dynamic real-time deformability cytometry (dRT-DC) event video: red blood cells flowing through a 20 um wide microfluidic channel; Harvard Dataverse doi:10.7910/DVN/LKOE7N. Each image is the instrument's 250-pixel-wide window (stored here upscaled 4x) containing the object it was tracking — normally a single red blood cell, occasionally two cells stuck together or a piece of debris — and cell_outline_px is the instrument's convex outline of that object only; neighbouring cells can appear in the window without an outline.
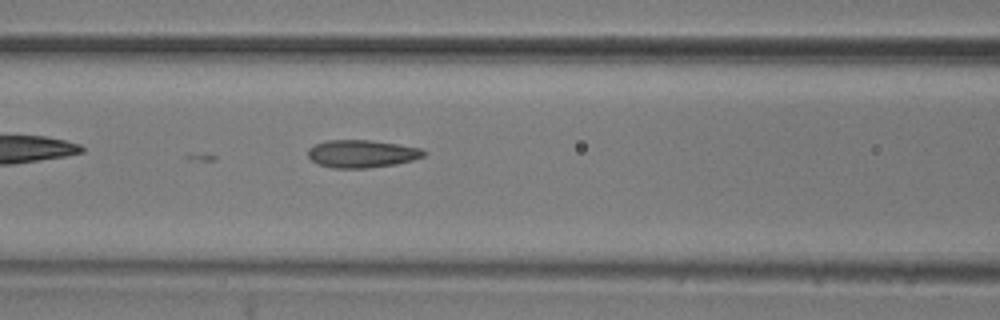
{"species": "common noctule bat (a hibernating species)", "species_latin": "Nyctalus noctula", "temperature_condition": "room temperature", "stored_images_in_passage": 3, "camera_frame_rate_fps": 3000, "um_per_image_px": 0.085, "animal": {"sex": "male", "body_mass_g": 20.5, "forearm_length_mm": 52.5}, "frame": {"image": 1, "passage_image": 3, "time_ms": 0.667, "image_size_px": [1000, 320], "cell_outline_px": [[428, 152], [424, 156], [412, 160], [396, 164], [368, 168], [332, 168], [316, 164], [308, 156], [308, 148], [324, 140], [372, 140], [420, 148]], "centroid_in_image_um": [30.73, 13.07], "position_along_channel_um": 135.9, "area_um2": 18.79}}